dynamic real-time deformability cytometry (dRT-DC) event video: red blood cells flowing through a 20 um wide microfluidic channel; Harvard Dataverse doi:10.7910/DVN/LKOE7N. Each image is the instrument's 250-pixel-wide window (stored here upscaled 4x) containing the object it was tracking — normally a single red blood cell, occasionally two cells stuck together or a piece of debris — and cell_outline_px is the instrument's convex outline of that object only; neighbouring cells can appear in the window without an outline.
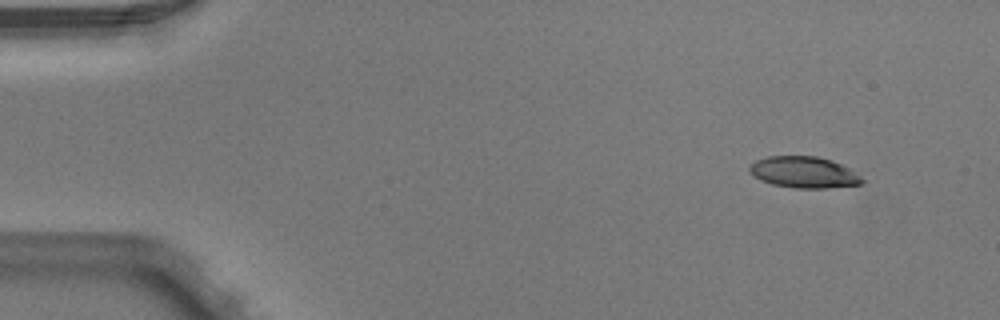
{"species": "Egyptian fruit bat (a non-hibernating species)", "species_latin": "Rousettus aegyptiacus", "temperature_condition": "warm", "stored_images_in_passage": 5, "segment_of_instrument_passage": [1, 2], "camera_frame_rate_fps": 3000, "um_per_image_px": 0.085, "animal": {"sex": "male"}, "frame": {"image": 1, "passage_image": 1, "time_ms": 0.0, "image_size_px": [1000, 320], "cell_outline_px": [[864, 184], [828, 188], [792, 188], [772, 184], [760, 180], [752, 176], [748, 168], [756, 160], [768, 156], [816, 156], [832, 160], [848, 168], [860, 176], [864, 180]], "centroid_in_image_um": [68.32, 14.65], "position_along_channel_um": 16.7, "area_um2": 20.63}}